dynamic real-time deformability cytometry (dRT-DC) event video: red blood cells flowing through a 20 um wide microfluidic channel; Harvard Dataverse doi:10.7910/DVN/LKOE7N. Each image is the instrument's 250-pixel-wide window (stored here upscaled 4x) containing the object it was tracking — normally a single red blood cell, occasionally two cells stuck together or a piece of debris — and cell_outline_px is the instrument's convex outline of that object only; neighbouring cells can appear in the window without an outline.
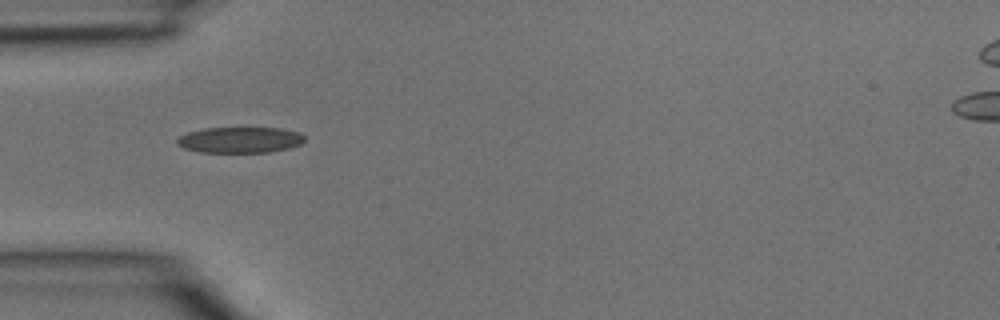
{"species": "common noctule bat (a hibernating species)", "species_latin": "Nyctalus noctula", "temperature_condition": "room temperature", "stored_images_in_passage": 2, "camera_frame_rate_fps": 3000, "um_per_image_px": 0.085, "animal": {"sex": "male", "body_mass_g": 15.6}, "frame": {"image": 1, "passage_image": 1, "time_ms": 0.0, "image_size_px": [1000, 320], "cell_outline_px": [[304, 140], [300, 144], [288, 148], [268, 152], [200, 152], [184, 148], [176, 144], [176, 140], [180, 136], [188, 132], [204, 128], [280, 128], [300, 132], [304, 136]], "centroid_in_image_um": [20.38, 11.89], "position_along_channel_um": 64.6, "area_um2": 19.19}}